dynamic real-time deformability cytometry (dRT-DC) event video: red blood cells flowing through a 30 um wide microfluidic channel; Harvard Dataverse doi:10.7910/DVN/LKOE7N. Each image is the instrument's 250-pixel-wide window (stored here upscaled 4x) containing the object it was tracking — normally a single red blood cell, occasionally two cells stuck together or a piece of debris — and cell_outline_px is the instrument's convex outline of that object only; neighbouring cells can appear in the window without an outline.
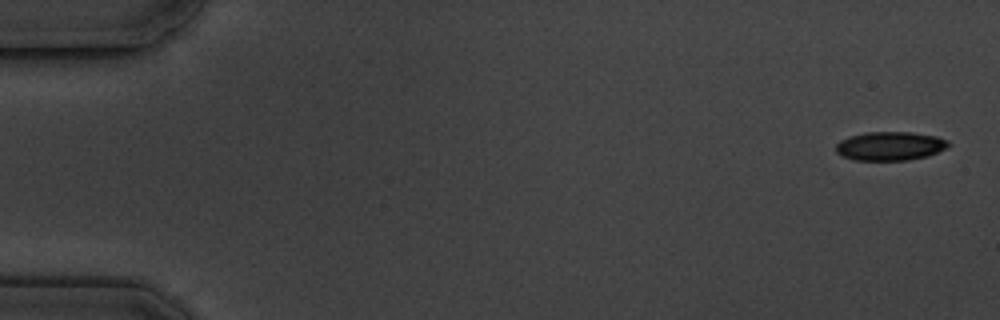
{"species": "common noctule bat (a hibernating species)", "species_latin": "Nyctalus noctula", "temperature_condition": "cold", "stored_images_in_passage": 13, "camera_frame_rate_fps": 3000, "um_per_image_px": 0.085, "animal": {"sex": "male", "body_mass_g": 19.5, "forearm_length_mm": 54.6}, "frame": {"image": 1, "passage_image": 1, "time_ms": 0.0, "image_size_px": [1000, 320], "cell_outline_px": [[952, 144], [948, 148], [928, 156], [908, 160], [852, 160], [840, 156], [836, 152], [836, 144], [840, 140], [848, 136], [864, 132], [912, 132], [936, 136], [948, 140]], "centroid_in_image_um": [75.66, 12.41], "position_along_channel_um": 9.3, "area_um2": 19.25}}
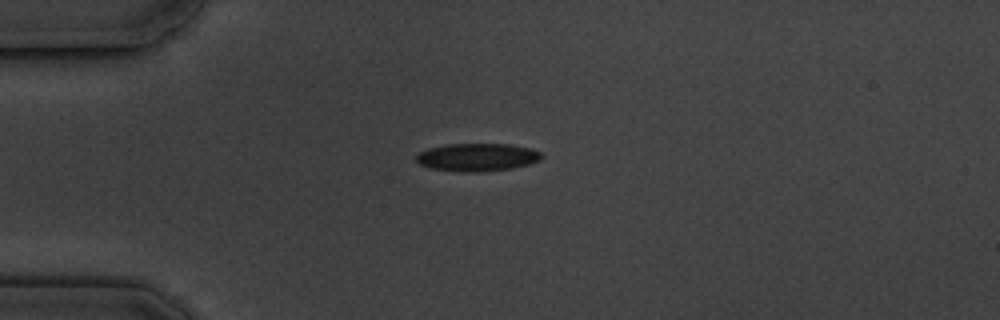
{"frame": {"image": 2, "passage_image": 4, "time_ms": 4.333, "image_size_px": [1000, 320], "cell_outline_px": [[544, 156], [540, 160], [528, 164], [512, 168], [480, 172], [456, 172], [432, 168], [420, 164], [416, 160], [416, 156], [420, 152], [428, 148], [444, 144], [508, 144], [532, 148], [540, 152]], "centroid_in_image_um": [40.57, 13.36], "position_along_channel_um": 44.4, "area_um2": 20.46}}
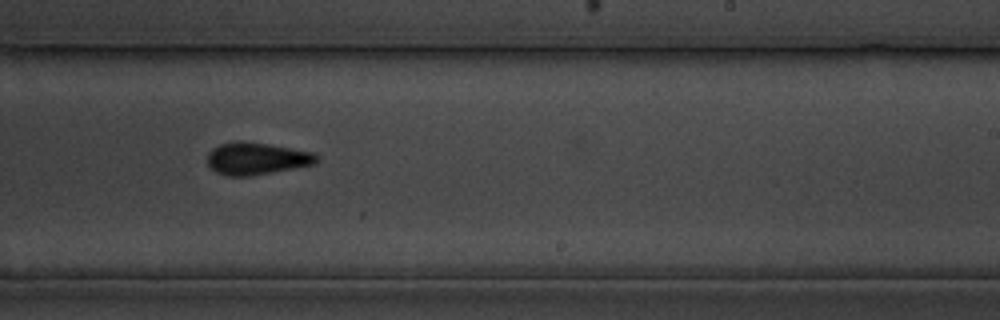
{"frame": {"image": 3, "passage_image": 10, "time_ms": 11.333, "image_size_px": [1000, 320], "cell_outline_px": [[320, 160], [316, 164], [272, 172], [248, 176], [228, 176], [216, 172], [208, 164], [208, 152], [212, 148], [220, 144], [240, 140], [268, 144], [316, 152], [320, 156]], "centroid_in_image_um": [21.86, 13.47], "position_along_channel_um": 267.1, "area_um2": 20.69}, "authors_computed_cell_mechanics": {"area_um2": 20.4612, "velocity_mm_per_s": 3.4892, "shape_relaxation_time_tau1_ms": 4.7142, "shape_relaxation_time_tau2_ms": 7.4698, "deformation_change_tau1": 0.0995, "deformation_change_tau2": 0.0858}}